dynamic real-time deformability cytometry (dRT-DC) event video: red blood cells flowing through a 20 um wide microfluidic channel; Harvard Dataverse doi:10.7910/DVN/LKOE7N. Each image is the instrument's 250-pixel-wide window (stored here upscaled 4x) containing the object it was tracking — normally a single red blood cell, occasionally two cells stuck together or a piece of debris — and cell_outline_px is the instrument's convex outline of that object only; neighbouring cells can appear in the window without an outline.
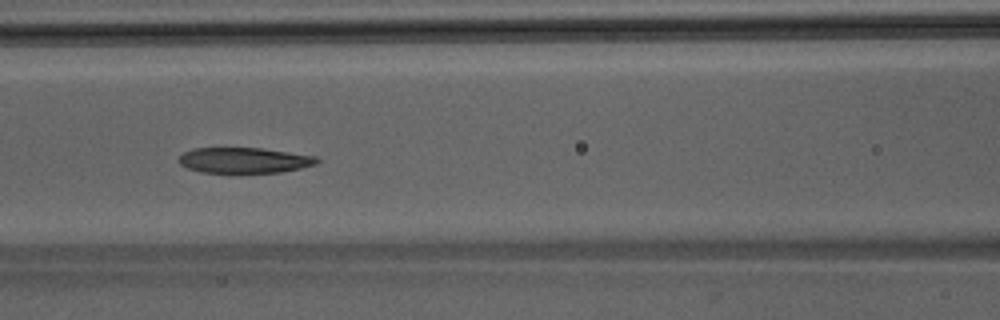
{"species": "Egyptian fruit bat (a non-hibernating species)", "species_latin": "Rousettus aegyptiacus", "temperature_condition": "room temperature", "stored_images_in_passage": 40, "camera_frame_rate_fps": 3000, "um_per_image_px": 0.085, "animal": {"sex": "male"}, "frame": {"image": 1, "passage_image": 13, "time_ms": 4.0, "image_size_px": [1000, 320], "cell_outline_px": [[320, 160], [316, 164], [300, 168], [280, 172], [200, 172], [188, 168], [180, 164], [176, 160], [184, 152], [192, 148], [260, 148], [316, 156]], "centroid_in_image_um": [20.73, 13.62], "position_along_channel_um": 145.9, "area_um2": 20.4}}
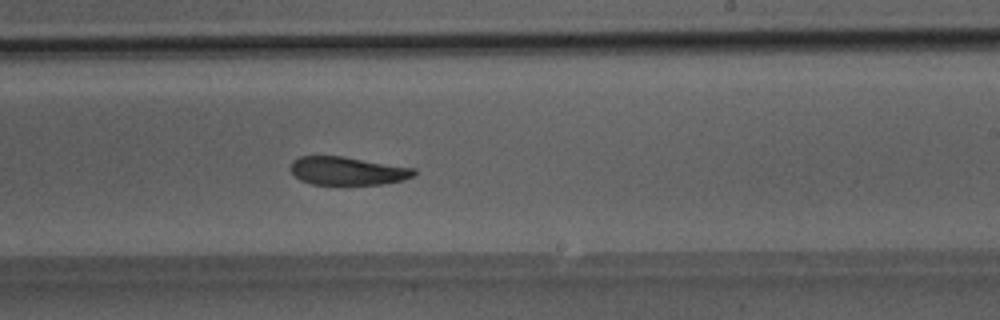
{"frame": {"image": 2, "passage_image": 21, "time_ms": 6.667, "image_size_px": [1000, 320], "cell_outline_px": [[416, 172], [412, 176], [404, 180], [384, 184], [312, 184], [300, 180], [292, 172], [292, 160], [300, 156], [344, 156], [416, 168]], "centroid_in_image_um": [29.57, 14.52], "position_along_channel_um": 259.4, "area_um2": 20.29}}
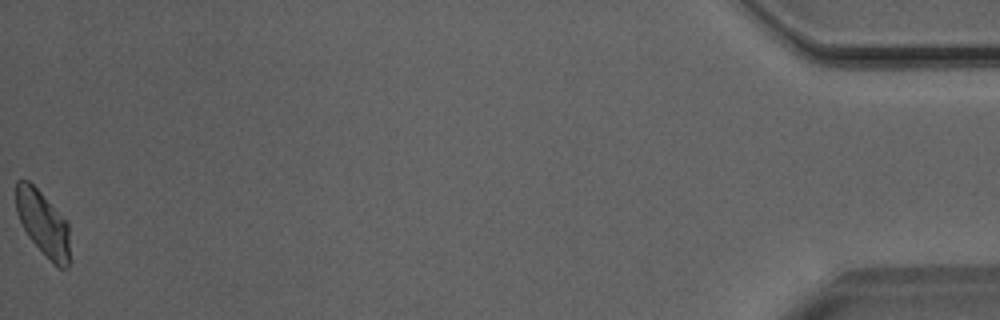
{"frame": {"image": 3, "passage_image": 40, "time_ms": 13.0, "image_size_px": [1000, 320], "cell_outline_px": [[72, 260], [68, 268], [60, 268], [28, 236], [16, 212], [16, 180], [28, 180], [68, 220]], "centroid_in_image_um": [3.72, 19.0], "position_along_channel_um": 431.5, "area_um2": 20.46}}